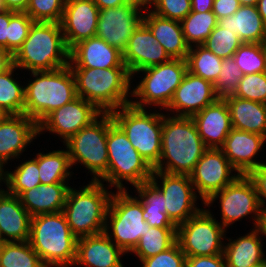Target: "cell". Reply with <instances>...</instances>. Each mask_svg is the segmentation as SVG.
<instances>
[{"label": "cell", "instance_id": "816d5d0a", "mask_svg": "<svg viewBox=\"0 0 266 267\" xmlns=\"http://www.w3.org/2000/svg\"><path fill=\"white\" fill-rule=\"evenodd\" d=\"M238 0H214L212 12L216 15L217 20L232 16L239 8Z\"/></svg>", "mask_w": 266, "mask_h": 267}, {"label": "cell", "instance_id": "30bf717a", "mask_svg": "<svg viewBox=\"0 0 266 267\" xmlns=\"http://www.w3.org/2000/svg\"><path fill=\"white\" fill-rule=\"evenodd\" d=\"M110 199L104 233L128 256L140 237L149 230L143 218L142 202L127 190H117Z\"/></svg>", "mask_w": 266, "mask_h": 267}, {"label": "cell", "instance_id": "f546056e", "mask_svg": "<svg viewBox=\"0 0 266 267\" xmlns=\"http://www.w3.org/2000/svg\"><path fill=\"white\" fill-rule=\"evenodd\" d=\"M232 128L266 137V104L236 96L224 98Z\"/></svg>", "mask_w": 266, "mask_h": 267}, {"label": "cell", "instance_id": "9f6ffc18", "mask_svg": "<svg viewBox=\"0 0 266 267\" xmlns=\"http://www.w3.org/2000/svg\"><path fill=\"white\" fill-rule=\"evenodd\" d=\"M214 0H191V11L208 12L212 11Z\"/></svg>", "mask_w": 266, "mask_h": 267}, {"label": "cell", "instance_id": "83f0119b", "mask_svg": "<svg viewBox=\"0 0 266 267\" xmlns=\"http://www.w3.org/2000/svg\"><path fill=\"white\" fill-rule=\"evenodd\" d=\"M143 23L150 29L171 59L186 60L190 46L186 43L181 22L157 16L151 11L143 14Z\"/></svg>", "mask_w": 266, "mask_h": 267}, {"label": "cell", "instance_id": "bcb514c9", "mask_svg": "<svg viewBox=\"0 0 266 267\" xmlns=\"http://www.w3.org/2000/svg\"><path fill=\"white\" fill-rule=\"evenodd\" d=\"M151 12L181 22L191 12V0H159Z\"/></svg>", "mask_w": 266, "mask_h": 267}, {"label": "cell", "instance_id": "7a4b0ae2", "mask_svg": "<svg viewBox=\"0 0 266 267\" xmlns=\"http://www.w3.org/2000/svg\"><path fill=\"white\" fill-rule=\"evenodd\" d=\"M70 68L77 96L91 102L101 113H111L130 104V89L134 84L127 67Z\"/></svg>", "mask_w": 266, "mask_h": 267}, {"label": "cell", "instance_id": "836d02e7", "mask_svg": "<svg viewBox=\"0 0 266 267\" xmlns=\"http://www.w3.org/2000/svg\"><path fill=\"white\" fill-rule=\"evenodd\" d=\"M177 228L149 227L144 236L140 237L138 244L129 253L134 254L138 260L155 256L168 250L176 243Z\"/></svg>", "mask_w": 266, "mask_h": 267}, {"label": "cell", "instance_id": "8992f818", "mask_svg": "<svg viewBox=\"0 0 266 267\" xmlns=\"http://www.w3.org/2000/svg\"><path fill=\"white\" fill-rule=\"evenodd\" d=\"M101 181H89L85 186L70 187L63 213L71 232L77 237L101 234L105 230L106 215L112 190Z\"/></svg>", "mask_w": 266, "mask_h": 267}, {"label": "cell", "instance_id": "d4e9b609", "mask_svg": "<svg viewBox=\"0 0 266 267\" xmlns=\"http://www.w3.org/2000/svg\"><path fill=\"white\" fill-rule=\"evenodd\" d=\"M250 230L245 235H239L234 240L226 237L225 240L228 243H224L223 254L227 267L266 266V252L265 250L263 251L264 248L262 245L264 244L262 239L266 238V233L261 226L251 228Z\"/></svg>", "mask_w": 266, "mask_h": 267}, {"label": "cell", "instance_id": "d590c367", "mask_svg": "<svg viewBox=\"0 0 266 267\" xmlns=\"http://www.w3.org/2000/svg\"><path fill=\"white\" fill-rule=\"evenodd\" d=\"M218 20L212 11L196 12L191 11L182 21L181 26L186 43L192 47L202 45L213 29L217 26Z\"/></svg>", "mask_w": 266, "mask_h": 267}, {"label": "cell", "instance_id": "db71d44e", "mask_svg": "<svg viewBox=\"0 0 266 267\" xmlns=\"http://www.w3.org/2000/svg\"><path fill=\"white\" fill-rule=\"evenodd\" d=\"M13 65V54L9 50L0 47V74L9 70Z\"/></svg>", "mask_w": 266, "mask_h": 267}, {"label": "cell", "instance_id": "74e56055", "mask_svg": "<svg viewBox=\"0 0 266 267\" xmlns=\"http://www.w3.org/2000/svg\"><path fill=\"white\" fill-rule=\"evenodd\" d=\"M39 184H41L39 168L34 158L24 160L13 171H6L5 189L10 194L19 196L23 191L30 190Z\"/></svg>", "mask_w": 266, "mask_h": 267}, {"label": "cell", "instance_id": "d6a6232c", "mask_svg": "<svg viewBox=\"0 0 266 267\" xmlns=\"http://www.w3.org/2000/svg\"><path fill=\"white\" fill-rule=\"evenodd\" d=\"M16 70L19 71V68L13 65L0 74V112L3 115L23 114L25 85L19 82V78L14 77Z\"/></svg>", "mask_w": 266, "mask_h": 267}, {"label": "cell", "instance_id": "cb8c5ba5", "mask_svg": "<svg viewBox=\"0 0 266 267\" xmlns=\"http://www.w3.org/2000/svg\"><path fill=\"white\" fill-rule=\"evenodd\" d=\"M69 66L100 69L126 67L123 53L97 36L83 40L70 49Z\"/></svg>", "mask_w": 266, "mask_h": 267}, {"label": "cell", "instance_id": "4dcf8cb0", "mask_svg": "<svg viewBox=\"0 0 266 267\" xmlns=\"http://www.w3.org/2000/svg\"><path fill=\"white\" fill-rule=\"evenodd\" d=\"M217 25L234 32L243 43H266V24L257 6L241 5L232 16L219 19Z\"/></svg>", "mask_w": 266, "mask_h": 267}, {"label": "cell", "instance_id": "7bdbcfd3", "mask_svg": "<svg viewBox=\"0 0 266 267\" xmlns=\"http://www.w3.org/2000/svg\"><path fill=\"white\" fill-rule=\"evenodd\" d=\"M66 0H30L26 13L35 22L60 23Z\"/></svg>", "mask_w": 266, "mask_h": 267}, {"label": "cell", "instance_id": "2e32d148", "mask_svg": "<svg viewBox=\"0 0 266 267\" xmlns=\"http://www.w3.org/2000/svg\"><path fill=\"white\" fill-rule=\"evenodd\" d=\"M102 113L91 103L77 96L51 112L39 125V136L49 132L65 143L80 129L89 126ZM45 132V133H44Z\"/></svg>", "mask_w": 266, "mask_h": 267}, {"label": "cell", "instance_id": "4fadbf2b", "mask_svg": "<svg viewBox=\"0 0 266 267\" xmlns=\"http://www.w3.org/2000/svg\"><path fill=\"white\" fill-rule=\"evenodd\" d=\"M214 202L220 203V224L226 230L230 225L243 220L248 215L252 217L248 216L253 221V228L260 227L262 224L263 209L254 184L247 175H239L231 184L214 193L204 203V206L210 208Z\"/></svg>", "mask_w": 266, "mask_h": 267}, {"label": "cell", "instance_id": "ffe728a7", "mask_svg": "<svg viewBox=\"0 0 266 267\" xmlns=\"http://www.w3.org/2000/svg\"><path fill=\"white\" fill-rule=\"evenodd\" d=\"M37 136L38 124L25 114L3 115L0 118V163L6 166L8 161L19 159Z\"/></svg>", "mask_w": 266, "mask_h": 267}, {"label": "cell", "instance_id": "ac0fdd59", "mask_svg": "<svg viewBox=\"0 0 266 267\" xmlns=\"http://www.w3.org/2000/svg\"><path fill=\"white\" fill-rule=\"evenodd\" d=\"M219 98L210 81L187 71L165 109L169 115L192 117Z\"/></svg>", "mask_w": 266, "mask_h": 267}, {"label": "cell", "instance_id": "6da1fadb", "mask_svg": "<svg viewBox=\"0 0 266 267\" xmlns=\"http://www.w3.org/2000/svg\"><path fill=\"white\" fill-rule=\"evenodd\" d=\"M207 149L192 117L165 113L161 134V155L154 170L190 175Z\"/></svg>", "mask_w": 266, "mask_h": 267}, {"label": "cell", "instance_id": "e0dca14e", "mask_svg": "<svg viewBox=\"0 0 266 267\" xmlns=\"http://www.w3.org/2000/svg\"><path fill=\"white\" fill-rule=\"evenodd\" d=\"M143 14L130 2L99 10L96 36L123 53L133 31L143 22Z\"/></svg>", "mask_w": 266, "mask_h": 267}, {"label": "cell", "instance_id": "60d3db41", "mask_svg": "<svg viewBox=\"0 0 266 267\" xmlns=\"http://www.w3.org/2000/svg\"><path fill=\"white\" fill-rule=\"evenodd\" d=\"M219 76L213 84L219 99L232 96L244 76L233 57L222 59Z\"/></svg>", "mask_w": 266, "mask_h": 267}, {"label": "cell", "instance_id": "f1b7e54d", "mask_svg": "<svg viewBox=\"0 0 266 267\" xmlns=\"http://www.w3.org/2000/svg\"><path fill=\"white\" fill-rule=\"evenodd\" d=\"M69 183L39 184L18 197L31 217L63 211Z\"/></svg>", "mask_w": 266, "mask_h": 267}, {"label": "cell", "instance_id": "ab89813d", "mask_svg": "<svg viewBox=\"0 0 266 267\" xmlns=\"http://www.w3.org/2000/svg\"><path fill=\"white\" fill-rule=\"evenodd\" d=\"M242 43L234 32L217 25L202 45L216 56L225 59L233 57Z\"/></svg>", "mask_w": 266, "mask_h": 267}, {"label": "cell", "instance_id": "44dd1931", "mask_svg": "<svg viewBox=\"0 0 266 267\" xmlns=\"http://www.w3.org/2000/svg\"><path fill=\"white\" fill-rule=\"evenodd\" d=\"M265 142V136L232 129L219 149L237 173L247 175L251 170L266 164V161L257 160Z\"/></svg>", "mask_w": 266, "mask_h": 267}, {"label": "cell", "instance_id": "680465c9", "mask_svg": "<svg viewBox=\"0 0 266 267\" xmlns=\"http://www.w3.org/2000/svg\"><path fill=\"white\" fill-rule=\"evenodd\" d=\"M159 0H129L134 6L142 10L143 12L151 11L150 9L157 5Z\"/></svg>", "mask_w": 266, "mask_h": 267}, {"label": "cell", "instance_id": "f35d334b", "mask_svg": "<svg viewBox=\"0 0 266 267\" xmlns=\"http://www.w3.org/2000/svg\"><path fill=\"white\" fill-rule=\"evenodd\" d=\"M233 58L244 75L266 72V43H242Z\"/></svg>", "mask_w": 266, "mask_h": 267}, {"label": "cell", "instance_id": "f907efd6", "mask_svg": "<svg viewBox=\"0 0 266 267\" xmlns=\"http://www.w3.org/2000/svg\"><path fill=\"white\" fill-rule=\"evenodd\" d=\"M185 267H227L224 254L186 257Z\"/></svg>", "mask_w": 266, "mask_h": 267}, {"label": "cell", "instance_id": "9c48e42d", "mask_svg": "<svg viewBox=\"0 0 266 267\" xmlns=\"http://www.w3.org/2000/svg\"><path fill=\"white\" fill-rule=\"evenodd\" d=\"M186 72L187 62L184 59H170L163 64L135 72L132 75L133 81L136 75L142 74L138 76L140 82L131 87L130 104L142 109L155 107L164 112Z\"/></svg>", "mask_w": 266, "mask_h": 267}, {"label": "cell", "instance_id": "e575fe53", "mask_svg": "<svg viewBox=\"0 0 266 267\" xmlns=\"http://www.w3.org/2000/svg\"><path fill=\"white\" fill-rule=\"evenodd\" d=\"M186 62L187 71L214 84L221 71L222 58L203 45H195L190 47Z\"/></svg>", "mask_w": 266, "mask_h": 267}, {"label": "cell", "instance_id": "11a10c76", "mask_svg": "<svg viewBox=\"0 0 266 267\" xmlns=\"http://www.w3.org/2000/svg\"><path fill=\"white\" fill-rule=\"evenodd\" d=\"M30 0H3L6 10L25 12Z\"/></svg>", "mask_w": 266, "mask_h": 267}, {"label": "cell", "instance_id": "3957f363", "mask_svg": "<svg viewBox=\"0 0 266 267\" xmlns=\"http://www.w3.org/2000/svg\"><path fill=\"white\" fill-rule=\"evenodd\" d=\"M69 49L60 23L34 22L22 46L15 52L14 65L30 72L53 71L69 65Z\"/></svg>", "mask_w": 266, "mask_h": 267}, {"label": "cell", "instance_id": "6125c7cd", "mask_svg": "<svg viewBox=\"0 0 266 267\" xmlns=\"http://www.w3.org/2000/svg\"><path fill=\"white\" fill-rule=\"evenodd\" d=\"M240 5H252L256 6L258 3V0H238Z\"/></svg>", "mask_w": 266, "mask_h": 267}, {"label": "cell", "instance_id": "7c38bea8", "mask_svg": "<svg viewBox=\"0 0 266 267\" xmlns=\"http://www.w3.org/2000/svg\"><path fill=\"white\" fill-rule=\"evenodd\" d=\"M203 207L185 223L177 226L176 242L186 257L224 253V239L228 231L214 217L210 208Z\"/></svg>", "mask_w": 266, "mask_h": 267}, {"label": "cell", "instance_id": "be15d7a7", "mask_svg": "<svg viewBox=\"0 0 266 267\" xmlns=\"http://www.w3.org/2000/svg\"><path fill=\"white\" fill-rule=\"evenodd\" d=\"M261 227L263 231L266 233V209L263 210V218H262Z\"/></svg>", "mask_w": 266, "mask_h": 267}, {"label": "cell", "instance_id": "f5cc1de1", "mask_svg": "<svg viewBox=\"0 0 266 267\" xmlns=\"http://www.w3.org/2000/svg\"><path fill=\"white\" fill-rule=\"evenodd\" d=\"M10 21V10L0 13V47L7 50L8 25Z\"/></svg>", "mask_w": 266, "mask_h": 267}, {"label": "cell", "instance_id": "52a82bcc", "mask_svg": "<svg viewBox=\"0 0 266 267\" xmlns=\"http://www.w3.org/2000/svg\"><path fill=\"white\" fill-rule=\"evenodd\" d=\"M107 172L98 180L110 188L127 190L125 184L137 186L150 181L153 168L132 146L123 130L114 122L107 135Z\"/></svg>", "mask_w": 266, "mask_h": 267}, {"label": "cell", "instance_id": "f6af8a7d", "mask_svg": "<svg viewBox=\"0 0 266 267\" xmlns=\"http://www.w3.org/2000/svg\"><path fill=\"white\" fill-rule=\"evenodd\" d=\"M140 267H185L186 255L176 242L168 250L155 256L140 260Z\"/></svg>", "mask_w": 266, "mask_h": 267}, {"label": "cell", "instance_id": "ee69618b", "mask_svg": "<svg viewBox=\"0 0 266 267\" xmlns=\"http://www.w3.org/2000/svg\"><path fill=\"white\" fill-rule=\"evenodd\" d=\"M233 96L266 104V72L244 75Z\"/></svg>", "mask_w": 266, "mask_h": 267}, {"label": "cell", "instance_id": "7dc6e473", "mask_svg": "<svg viewBox=\"0 0 266 267\" xmlns=\"http://www.w3.org/2000/svg\"><path fill=\"white\" fill-rule=\"evenodd\" d=\"M134 189V193H137L136 195L141 200L142 206L166 209L164 206V194L151 181L139 184Z\"/></svg>", "mask_w": 266, "mask_h": 267}, {"label": "cell", "instance_id": "ba28073f", "mask_svg": "<svg viewBox=\"0 0 266 267\" xmlns=\"http://www.w3.org/2000/svg\"><path fill=\"white\" fill-rule=\"evenodd\" d=\"M157 110L150 109L148 112L147 109L128 104L110 113L132 146L153 169L160 160L164 115L163 110Z\"/></svg>", "mask_w": 266, "mask_h": 267}, {"label": "cell", "instance_id": "1f68e13d", "mask_svg": "<svg viewBox=\"0 0 266 267\" xmlns=\"http://www.w3.org/2000/svg\"><path fill=\"white\" fill-rule=\"evenodd\" d=\"M39 151L34 156L38 163L39 178L42 184L69 183L74 174L67 149ZM70 178V179H69ZM69 180V181H68Z\"/></svg>", "mask_w": 266, "mask_h": 267}, {"label": "cell", "instance_id": "6f0895ef", "mask_svg": "<svg viewBox=\"0 0 266 267\" xmlns=\"http://www.w3.org/2000/svg\"><path fill=\"white\" fill-rule=\"evenodd\" d=\"M99 8V10L114 8L129 2V0H92Z\"/></svg>", "mask_w": 266, "mask_h": 267}, {"label": "cell", "instance_id": "91938a15", "mask_svg": "<svg viewBox=\"0 0 266 267\" xmlns=\"http://www.w3.org/2000/svg\"><path fill=\"white\" fill-rule=\"evenodd\" d=\"M5 168H7V167H5L3 164L0 163V195L6 191L2 187L3 185H5L4 187H6V171H7V169H5Z\"/></svg>", "mask_w": 266, "mask_h": 267}, {"label": "cell", "instance_id": "7402d4cb", "mask_svg": "<svg viewBox=\"0 0 266 267\" xmlns=\"http://www.w3.org/2000/svg\"><path fill=\"white\" fill-rule=\"evenodd\" d=\"M170 59L164 47L157 42L143 22L133 31L123 52V62L131 76L144 68L163 64Z\"/></svg>", "mask_w": 266, "mask_h": 267}, {"label": "cell", "instance_id": "b9f144b4", "mask_svg": "<svg viewBox=\"0 0 266 267\" xmlns=\"http://www.w3.org/2000/svg\"><path fill=\"white\" fill-rule=\"evenodd\" d=\"M34 22L26 12H14L10 10L7 50L13 55L22 46Z\"/></svg>", "mask_w": 266, "mask_h": 267}, {"label": "cell", "instance_id": "603a6c76", "mask_svg": "<svg viewBox=\"0 0 266 267\" xmlns=\"http://www.w3.org/2000/svg\"><path fill=\"white\" fill-rule=\"evenodd\" d=\"M125 254L104 232L81 237L73 267H125L121 260Z\"/></svg>", "mask_w": 266, "mask_h": 267}, {"label": "cell", "instance_id": "681fc988", "mask_svg": "<svg viewBox=\"0 0 266 267\" xmlns=\"http://www.w3.org/2000/svg\"><path fill=\"white\" fill-rule=\"evenodd\" d=\"M247 176L254 184L262 209H266V164L251 170Z\"/></svg>", "mask_w": 266, "mask_h": 267}, {"label": "cell", "instance_id": "277c9868", "mask_svg": "<svg viewBox=\"0 0 266 267\" xmlns=\"http://www.w3.org/2000/svg\"><path fill=\"white\" fill-rule=\"evenodd\" d=\"M77 239L62 211L31 217L28 241L45 266L73 267Z\"/></svg>", "mask_w": 266, "mask_h": 267}, {"label": "cell", "instance_id": "94428289", "mask_svg": "<svg viewBox=\"0 0 266 267\" xmlns=\"http://www.w3.org/2000/svg\"><path fill=\"white\" fill-rule=\"evenodd\" d=\"M256 6L263 22L266 24V0H258Z\"/></svg>", "mask_w": 266, "mask_h": 267}, {"label": "cell", "instance_id": "d6986e66", "mask_svg": "<svg viewBox=\"0 0 266 267\" xmlns=\"http://www.w3.org/2000/svg\"><path fill=\"white\" fill-rule=\"evenodd\" d=\"M99 8L92 0H66L61 30L70 50L79 42L96 36Z\"/></svg>", "mask_w": 266, "mask_h": 267}, {"label": "cell", "instance_id": "5b68a950", "mask_svg": "<svg viewBox=\"0 0 266 267\" xmlns=\"http://www.w3.org/2000/svg\"><path fill=\"white\" fill-rule=\"evenodd\" d=\"M30 73L34 78L28 79V83L23 82V114L39 125L51 112L77 97L75 79L69 65L53 71Z\"/></svg>", "mask_w": 266, "mask_h": 267}, {"label": "cell", "instance_id": "9a60e30c", "mask_svg": "<svg viewBox=\"0 0 266 267\" xmlns=\"http://www.w3.org/2000/svg\"><path fill=\"white\" fill-rule=\"evenodd\" d=\"M239 175L220 149L208 148L189 176L203 206L214 193L231 184Z\"/></svg>", "mask_w": 266, "mask_h": 267}, {"label": "cell", "instance_id": "484cf974", "mask_svg": "<svg viewBox=\"0 0 266 267\" xmlns=\"http://www.w3.org/2000/svg\"><path fill=\"white\" fill-rule=\"evenodd\" d=\"M201 140L207 148L219 149L233 129L230 112L224 99H218L192 116Z\"/></svg>", "mask_w": 266, "mask_h": 267}, {"label": "cell", "instance_id": "8fae6325", "mask_svg": "<svg viewBox=\"0 0 266 267\" xmlns=\"http://www.w3.org/2000/svg\"><path fill=\"white\" fill-rule=\"evenodd\" d=\"M114 123L110 113H102L89 126L80 129L63 145L67 149L72 167L81 164L93 181H98L108 167L107 135Z\"/></svg>", "mask_w": 266, "mask_h": 267}, {"label": "cell", "instance_id": "c3c4849f", "mask_svg": "<svg viewBox=\"0 0 266 267\" xmlns=\"http://www.w3.org/2000/svg\"><path fill=\"white\" fill-rule=\"evenodd\" d=\"M143 207V218L151 227L177 228L166 214V209Z\"/></svg>", "mask_w": 266, "mask_h": 267}, {"label": "cell", "instance_id": "e7e4bbea", "mask_svg": "<svg viewBox=\"0 0 266 267\" xmlns=\"http://www.w3.org/2000/svg\"><path fill=\"white\" fill-rule=\"evenodd\" d=\"M5 243H6V241H5L4 237H3L2 232H1V229H0V247L2 245H4Z\"/></svg>", "mask_w": 266, "mask_h": 267}, {"label": "cell", "instance_id": "03108f58", "mask_svg": "<svg viewBox=\"0 0 266 267\" xmlns=\"http://www.w3.org/2000/svg\"><path fill=\"white\" fill-rule=\"evenodd\" d=\"M5 10H6V7L4 5V2H3V0H0V13L5 11Z\"/></svg>", "mask_w": 266, "mask_h": 267}, {"label": "cell", "instance_id": "4316f807", "mask_svg": "<svg viewBox=\"0 0 266 267\" xmlns=\"http://www.w3.org/2000/svg\"><path fill=\"white\" fill-rule=\"evenodd\" d=\"M31 216L18 196L7 190L0 195V229L6 242L28 241Z\"/></svg>", "mask_w": 266, "mask_h": 267}, {"label": "cell", "instance_id": "5bb4252c", "mask_svg": "<svg viewBox=\"0 0 266 267\" xmlns=\"http://www.w3.org/2000/svg\"><path fill=\"white\" fill-rule=\"evenodd\" d=\"M150 181L164 194L166 214L176 227L202 209L197 202L201 198L197 195L189 175L153 170Z\"/></svg>", "mask_w": 266, "mask_h": 267}, {"label": "cell", "instance_id": "8d00e7d4", "mask_svg": "<svg viewBox=\"0 0 266 267\" xmlns=\"http://www.w3.org/2000/svg\"><path fill=\"white\" fill-rule=\"evenodd\" d=\"M29 241L6 242L0 247V267H44Z\"/></svg>", "mask_w": 266, "mask_h": 267}]
</instances>
